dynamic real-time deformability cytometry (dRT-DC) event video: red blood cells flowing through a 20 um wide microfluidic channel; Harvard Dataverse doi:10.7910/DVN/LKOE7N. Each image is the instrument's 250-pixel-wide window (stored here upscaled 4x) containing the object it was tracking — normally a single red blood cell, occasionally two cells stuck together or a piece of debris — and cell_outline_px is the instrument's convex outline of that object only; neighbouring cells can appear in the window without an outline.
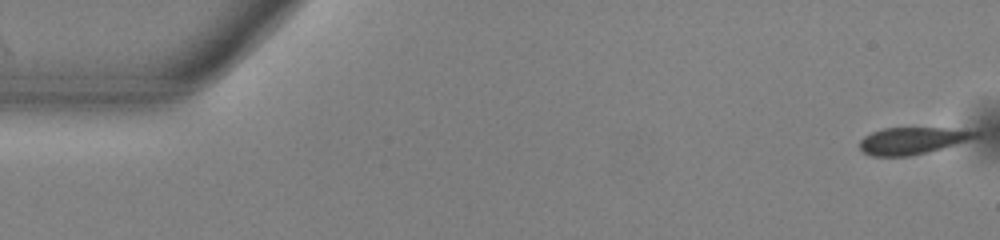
{"species": "common noctule bat (a hibernating species)", "species_latin": "Nyctalus noctula", "temperature_condition": "warm", "stored_images_in_passage": 52, "camera_frame_rate_fps": 3000, "um_per_image_px": 0.085, "animal": {"sex": "male", "body_mass_g": 13.0, "forearm_length_mm": 53.1}, "frame": {"image": 1, "passage_image": 1, "time_ms": 0.0, "image_size_px": [1000, 240], "cell_outline_px": [[980, 136], [968, 140], [940, 148], [908, 156], [872, 156], [864, 152], [860, 148], [860, 140], [864, 136], [872, 132], [884, 128], [948, 128], [980, 132]], "centroid_in_image_um": [77.51, 11.95], "position_along_channel_um": 7.5, "area_um2": 17.8}}
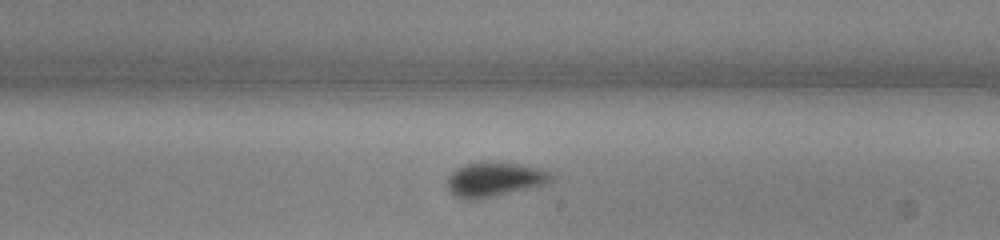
{"frame": {"image": 2, "passage_image": 30, "time_ms": 9.667, "image_size_px": [1000, 240], "cell_outline_px": [[556, 176], [552, 180], [544, 184], [480, 200], [464, 200], [456, 196], [448, 188], [448, 176], [456, 168], [464, 164], [484, 160], [520, 164], [540, 168], [552, 172]], "centroid_in_image_um": [42.04, 15.23], "position_along_channel_um": 247.0, "area_um2": 21.27}}
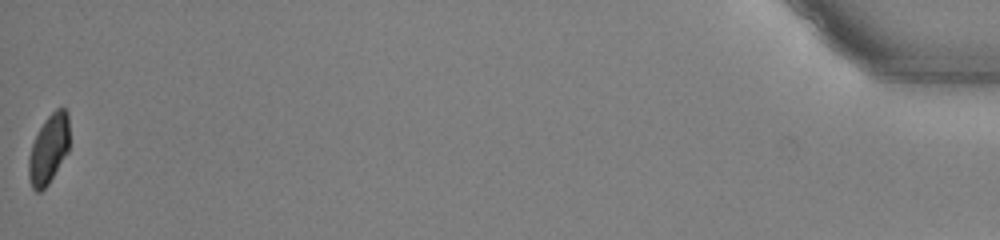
{"frame": {"image": 3, "passage_image": 52, "time_ms": 17.0, "image_size_px": [1000, 240], "cell_outline_px": [[68, 152], [48, 184], [40, 192], [36, 192], [32, 188], [28, 176], [28, 156], [32, 144], [44, 120], [56, 108], [64, 108], [68, 112]], "centroid_in_image_um": [4.12, 12.69], "position_along_channel_um": 431.1, "area_um2": 16.36}, "authors_computed_cell_mechanics": {"area_um2": 19.7965, "velocity_mm_per_s": 3.9362, "shape_relaxation_time_tau1_ms": 3.8772, "shape_relaxation_time_tau2_ms": null, "deformation_change_tau1": 0.1026, "deformation_change_tau2": null}}